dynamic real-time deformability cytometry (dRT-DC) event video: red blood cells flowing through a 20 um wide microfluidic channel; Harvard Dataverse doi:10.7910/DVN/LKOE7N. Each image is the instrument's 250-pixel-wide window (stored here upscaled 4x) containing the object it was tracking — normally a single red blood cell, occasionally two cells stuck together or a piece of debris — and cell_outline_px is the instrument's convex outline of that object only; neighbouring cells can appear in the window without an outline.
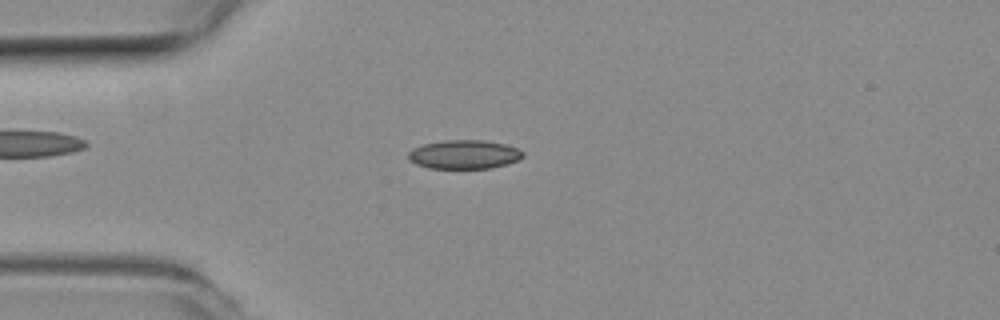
{"species": "common noctule bat (a hibernating species)", "species_latin": "Nyctalus noctula", "temperature_condition": "room temperature", "stored_images_in_passage": 51, "camera_frame_rate_fps": 3000, "um_per_image_px": 0.085, "animal": {"sex": "female", "body_mass_g": 19.3, "forearm_length_mm": 54.1}, "frame": {"image": 1, "passage_image": 12, "time_ms": 3.667, "image_size_px": [1000, 320], "cell_outline_px": [[524, 156], [520, 160], [492, 168], [428, 168], [416, 164], [408, 160], [408, 152], [412, 148], [424, 144], [444, 140], [484, 140], [504, 144], [516, 148], [524, 152]], "centroid_in_image_um": [39.45, 13.13], "position_along_channel_um": 45.6, "area_um2": 19.36}}
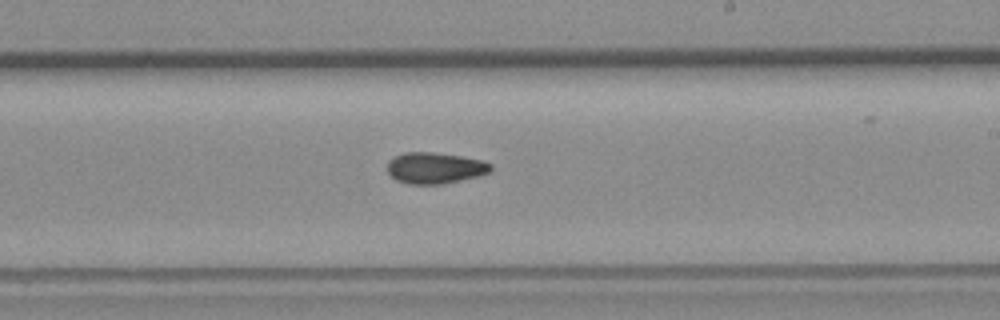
{"frame": {"image": 2, "passage_image": 29, "time_ms": 9.333, "image_size_px": [1000, 320], "cell_outline_px": [[492, 168], [488, 172], [476, 176], [444, 184], [408, 184], [396, 180], [388, 172], [388, 160], [392, 156], [404, 152], [432, 152], [460, 156], [484, 160], [492, 164]], "centroid_in_image_um": [36.94, 14.27], "position_along_channel_um": 252.1, "area_um2": 18.84}}
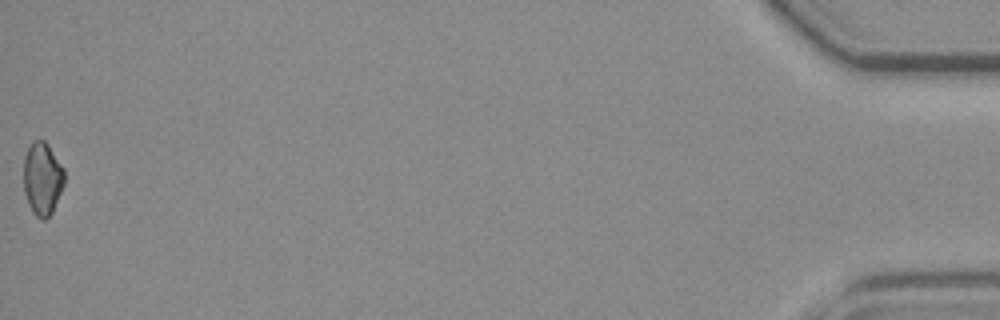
{"frame": {"image": 3, "passage_image": 51, "time_ms": 16.667, "image_size_px": [1000, 320], "cell_outline_px": [[64, 184], [52, 212], [44, 220], [40, 220], [32, 212], [28, 204], [24, 192], [24, 156], [32, 140], [44, 140], [48, 144], [64, 168]], "centroid_in_image_um": [3.59, 15.18], "position_along_channel_um": 431.6, "area_um2": 17.4}, "authors_computed_cell_mechanics": {"area_um2": 18.3804, "velocity_mm_per_s": 3.9146, "shape_relaxation_time_tau1_ms": null, "shape_relaxation_time_tau2_ms": 6.4278, "deformation_change_tau1": null, "deformation_change_tau2": 0.1098}}